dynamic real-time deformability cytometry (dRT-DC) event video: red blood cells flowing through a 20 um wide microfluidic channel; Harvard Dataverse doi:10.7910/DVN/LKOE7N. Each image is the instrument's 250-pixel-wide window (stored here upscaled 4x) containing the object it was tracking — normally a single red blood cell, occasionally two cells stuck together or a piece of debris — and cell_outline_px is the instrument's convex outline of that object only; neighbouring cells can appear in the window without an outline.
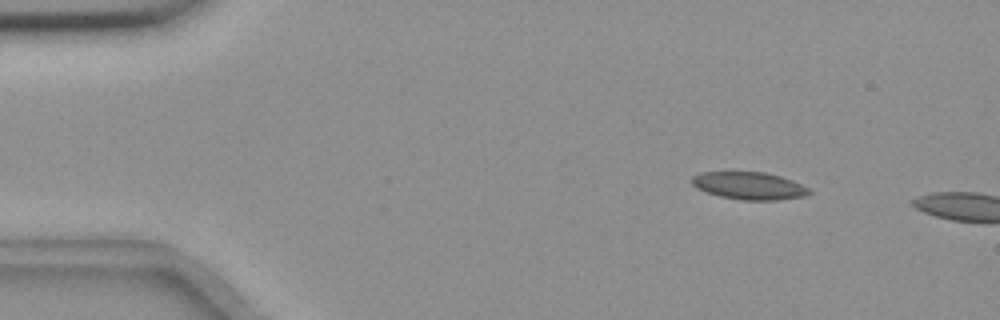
{"species": "common noctule bat (a hibernating species)", "species_latin": "Nyctalus noctula", "temperature_condition": "room temperature", "stored_images_in_passage": 5, "camera_frame_rate_fps": 3000, "um_per_image_px": 0.085, "animal": {"sex": "female", "body_mass_g": 18.4}, "frame": {"image": 1, "passage_image": 2, "time_ms": 1.333, "image_size_px": [1000, 320], "cell_outline_px": [[812, 192], [804, 196], [780, 200], [744, 200], [720, 196], [696, 188], [692, 184], [692, 176], [700, 172], [764, 172], [780, 176], [792, 180], [808, 188]], "centroid_in_image_um": [63.67, 15.79], "position_along_channel_um": 21.3, "area_um2": 18.67}}